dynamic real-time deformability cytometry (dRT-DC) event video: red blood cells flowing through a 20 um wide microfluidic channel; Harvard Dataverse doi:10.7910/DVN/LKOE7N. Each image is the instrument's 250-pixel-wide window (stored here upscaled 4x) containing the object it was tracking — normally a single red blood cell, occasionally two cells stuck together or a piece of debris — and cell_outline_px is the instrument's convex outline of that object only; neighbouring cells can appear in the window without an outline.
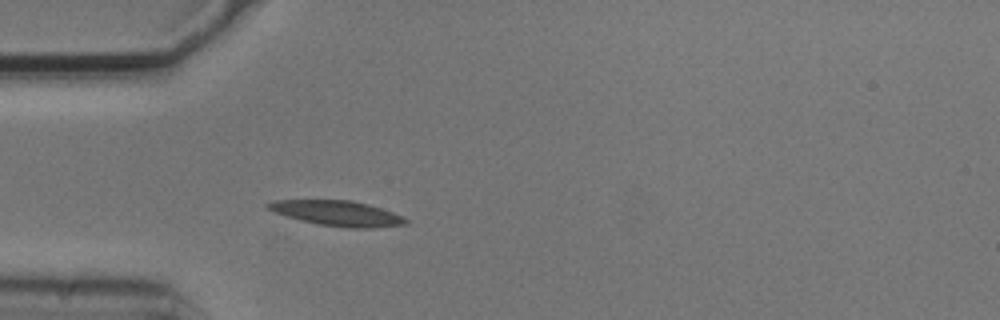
{"species": "common noctule bat (a hibernating species)", "species_latin": "Nyctalus noctula", "temperature_condition": "cold", "stored_images_in_passage": 3, "camera_frame_rate_fps": 3000, "um_per_image_px": 0.085, "animal": {"sex": "male", "body_mass_g": 20.5, "forearm_length_mm": 52.5}, "frame": {"image": 1, "passage_image": 3, "time_ms": 0.667, "image_size_px": [1000, 320], "cell_outline_px": [[408, 224], [372, 228], [348, 228], [320, 224], [300, 220], [264, 208], [264, 204], [276, 200], [352, 200], [368, 204], [404, 216], [408, 220]], "centroid_in_image_um": [28.69, 18.12], "position_along_channel_um": 56.3, "area_um2": 20.17}}